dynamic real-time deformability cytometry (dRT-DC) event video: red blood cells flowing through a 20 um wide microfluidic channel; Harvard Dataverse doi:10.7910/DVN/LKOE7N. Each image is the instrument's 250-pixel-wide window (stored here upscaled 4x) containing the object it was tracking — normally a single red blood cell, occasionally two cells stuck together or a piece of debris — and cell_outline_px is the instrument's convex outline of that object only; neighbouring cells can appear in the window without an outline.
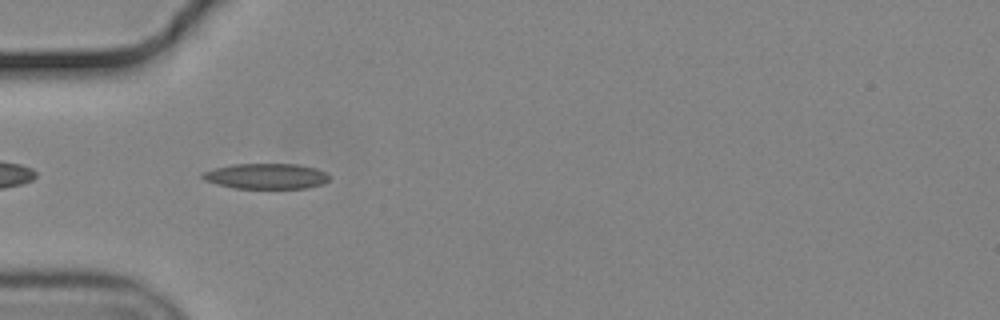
{"species": "common noctule bat (a hibernating species)", "species_latin": "Nyctalus noctula", "temperature_condition": "cold", "stored_images_in_passage": 41, "camera_frame_rate_fps": 3000, "um_per_image_px": 0.085, "animal": {"sex": "male", "body_mass_g": 19.2, "forearm_length_mm": 51.8}, "frame": {"image": 1, "passage_image": 3, "time_ms": 0.667, "image_size_px": [1000, 320], "cell_outline_px": [[332, 176], [324, 184], [304, 188], [232, 188], [216, 184], [204, 180], [200, 176], [204, 172], [216, 168], [232, 164], [296, 164], [316, 168]], "centroid_in_image_um": [22.63, 14.98], "position_along_channel_um": 62.4, "area_um2": 18.84}}
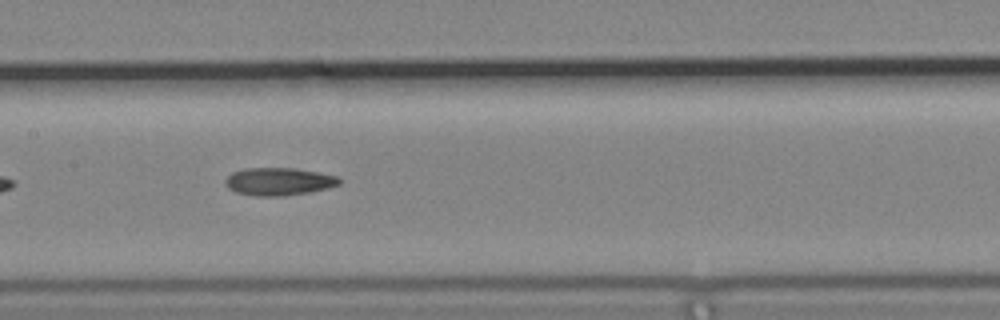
{"frame": {"image": 2, "passage_image": 13, "time_ms": 4.0, "image_size_px": [1000, 320], "cell_outline_px": [[340, 184], [328, 188], [308, 192], [276, 196], [252, 196], [236, 192], [228, 188], [224, 180], [232, 172], [244, 168], [292, 168], [340, 176]], "centroid_in_image_um": [23.68, 15.42], "position_along_channel_um": 183.7, "area_um2": 18.32}}
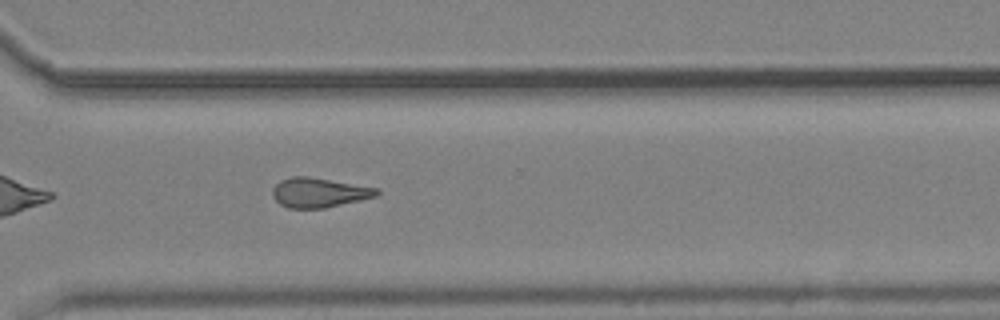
{"frame": {"image": 3, "passage_image": 26, "time_ms": 8.333, "image_size_px": [1000, 320], "cell_outline_px": [[380, 192], [376, 196], [360, 200], [324, 208], [288, 208], [280, 204], [272, 196], [272, 188], [280, 180], [292, 176], [308, 176], [380, 188]], "centroid_in_image_um": [27.11, 16.36], "position_along_channel_um": 343.5, "area_um2": 18.03}, "authors_computed_cell_mechanics": {"area_um2": 17.9758, "velocity_mm_per_s": 3.7027, "shape_relaxation_time_tau1_ms": null, "shape_relaxation_time_tau2_ms": 6.4806, "deformation_change_tau1": null, "deformation_change_tau2": 0.161}}